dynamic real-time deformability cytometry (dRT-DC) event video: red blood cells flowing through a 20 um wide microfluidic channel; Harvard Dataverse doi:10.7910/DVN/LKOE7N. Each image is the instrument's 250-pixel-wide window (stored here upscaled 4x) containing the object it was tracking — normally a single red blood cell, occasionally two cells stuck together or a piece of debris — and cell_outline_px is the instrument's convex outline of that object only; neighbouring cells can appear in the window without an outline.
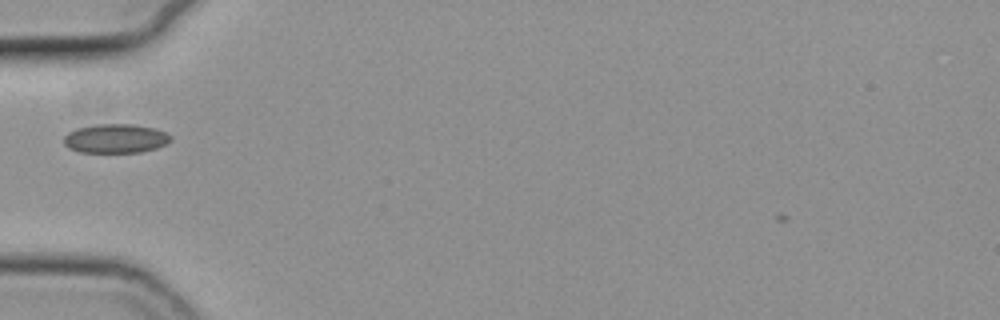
{"species": "common noctule bat (a hibernating species)", "species_latin": "Nyctalus noctula", "temperature_condition": "cold", "stored_images_in_passage": 4, "camera_frame_rate_fps": 3000, "um_per_image_px": 0.085, "animal": {"sex": "female", "body_mass_g": 19.3, "forearm_length_mm": 54.1}, "frame": {"image": 1, "passage_image": 2, "time_ms": 0.333, "image_size_px": [1000, 320], "cell_outline_px": [[172, 140], [156, 148], [140, 152], [80, 152], [68, 148], [64, 144], [64, 136], [68, 132], [76, 128], [96, 124], [132, 124], [156, 128], [172, 136]], "centroid_in_image_um": [9.81, 11.76], "position_along_channel_um": 75.2, "area_um2": 18.15}}